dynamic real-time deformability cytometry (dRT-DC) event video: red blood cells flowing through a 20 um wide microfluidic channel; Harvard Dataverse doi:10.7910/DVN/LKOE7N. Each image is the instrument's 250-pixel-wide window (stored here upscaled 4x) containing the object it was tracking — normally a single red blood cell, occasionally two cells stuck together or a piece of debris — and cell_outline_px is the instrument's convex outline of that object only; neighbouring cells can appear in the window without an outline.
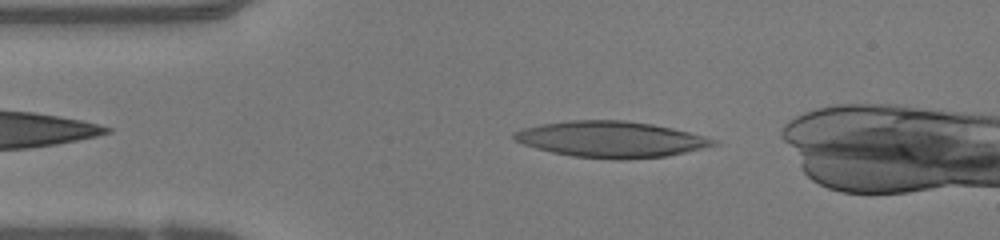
{"species": "human", "species_latin": "Homo sapiens", "temperature_condition": "warm", "stored_images_in_passage": 37, "camera_frame_rate_fps": 3000, "um_per_image_px": 0.085, "donor": {"sex": "female"}, "frame": {"image": 1, "passage_image": 4, "time_ms": 1.0, "image_size_px": [1000, 240], "cell_outline_px": [[720, 144], [684, 152], [664, 156], [620, 160], [612, 160], [572, 156], [552, 152], [536, 148], [512, 140], [512, 132], [520, 128], [540, 124], [568, 120], [624, 120], [652, 124], [672, 128], [704, 136], [716, 140]], "centroid_in_image_um": [51.86, 11.84], "position_along_channel_um": 33.1, "area_um2": 42.02}}
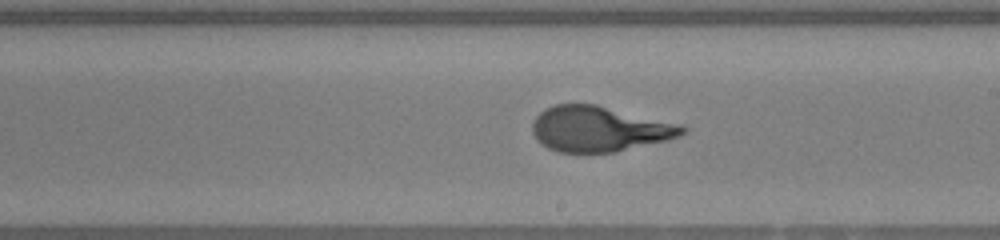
{"frame": {"image": 2, "passage_image": 21, "time_ms": 6.667, "image_size_px": [1000, 240], "cell_outline_px": [[688, 128], [680, 136], [668, 140], [616, 152], [560, 152], [548, 148], [536, 140], [532, 132], [532, 124], [536, 116], [544, 108], [556, 104], [596, 104], [680, 124]], "centroid_in_image_um": [50.92, 10.96], "position_along_channel_um": 238.1, "area_um2": 39.71}}
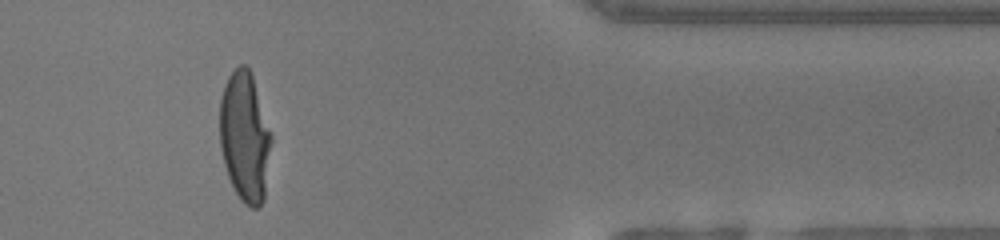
{"frame": {"image": 3, "passage_image": 34, "time_ms": 11.0, "image_size_px": [1000, 240], "cell_outline_px": [[272, 140], [264, 200], [260, 208], [252, 208], [244, 204], [240, 200], [228, 176], [224, 164], [220, 148], [220, 96], [224, 84], [228, 76], [240, 64], [248, 64], [252, 72], [272, 136]], "centroid_in_image_um": [20.81, 11.61], "position_along_channel_um": 390.6, "area_um2": 39.54}, "authors_computed_cell_mechanics": {"area_um2": 40.1132, "velocity_mm_per_s": 4.2098, "shape_relaxation_time_tau1_ms": 6.719, "shape_relaxation_time_tau2_ms": 0.7188, "deformation_change_tau1": 0.3734, "deformation_change_tau2": 0.0841}}